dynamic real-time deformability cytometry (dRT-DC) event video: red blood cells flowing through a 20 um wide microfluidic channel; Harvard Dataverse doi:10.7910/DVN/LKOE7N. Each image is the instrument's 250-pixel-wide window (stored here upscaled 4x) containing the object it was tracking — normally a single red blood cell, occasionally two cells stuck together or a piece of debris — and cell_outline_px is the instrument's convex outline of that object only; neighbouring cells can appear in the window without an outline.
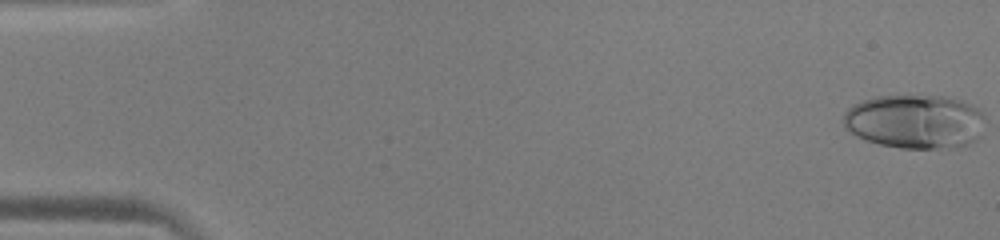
{"species": "human", "species_latin": "Homo sapiens", "temperature_condition": "warm", "stored_images_in_passage": 52, "camera_frame_rate_fps": 3000, "um_per_image_px": 0.085, "donor": {"sex": "male"}, "frame": {"image": 1, "passage_image": 1, "time_ms": 0.0, "image_size_px": [1000, 240], "cell_outline_px": [[984, 116], [980, 136], [976, 140], [968, 144], [936, 148], [900, 148], [880, 144], [856, 136], [844, 128], [844, 112], [852, 104], [860, 100], [876, 96], [944, 96], [960, 100], [972, 104], [980, 108]], "centroid_in_image_um": [77.76, 10.31], "position_along_channel_um": 7.2, "area_um2": 44.74}}
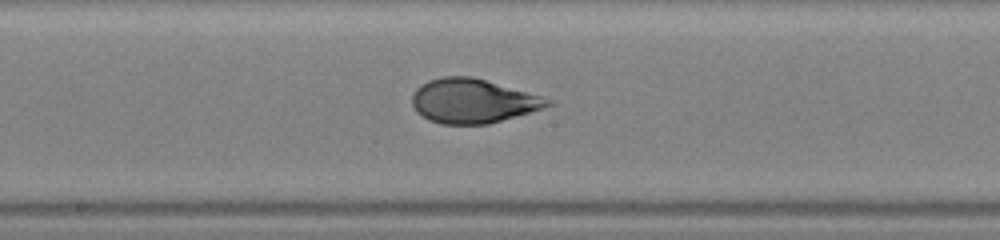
{"frame": {"image": 2, "passage_image": 28, "time_ms": 9.0, "image_size_px": [1000, 240], "cell_outline_px": [[552, 104], [544, 108], [488, 124], [440, 124], [428, 120], [416, 112], [412, 104], [412, 96], [416, 88], [420, 84], [428, 80], [444, 76], [472, 76], [540, 96], [552, 100]], "centroid_in_image_um": [40.14, 8.58], "position_along_channel_um": 208.1, "area_um2": 34.8}}
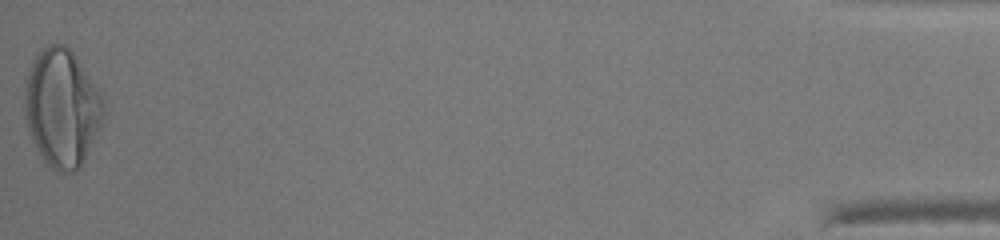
{"frame": {"image": 3, "passage_image": 52, "time_ms": 17.0, "image_size_px": [1000, 240], "cell_outline_px": [[104, 116], [100, 128], [80, 168], [72, 172], [60, 172], [52, 168], [44, 160], [36, 148], [28, 132], [24, 116], [24, 88], [28, 72], [32, 60], [36, 52], [40, 48], [48, 44], [64, 44], [72, 52], [96, 88], [104, 104]], "centroid_in_image_um": [5.21, 9.18], "position_along_channel_um": 430.0, "area_um2": 54.04}, "authors_computed_cell_mechanics": {"area_um2": 38.9572, "velocity_mm_per_s": 3.9935, "shape_relaxation_time_tau1_ms": 4.4107, "shape_relaxation_time_tau2_ms": null, "deformation_change_tau1": 0.2495, "deformation_change_tau2": null}}